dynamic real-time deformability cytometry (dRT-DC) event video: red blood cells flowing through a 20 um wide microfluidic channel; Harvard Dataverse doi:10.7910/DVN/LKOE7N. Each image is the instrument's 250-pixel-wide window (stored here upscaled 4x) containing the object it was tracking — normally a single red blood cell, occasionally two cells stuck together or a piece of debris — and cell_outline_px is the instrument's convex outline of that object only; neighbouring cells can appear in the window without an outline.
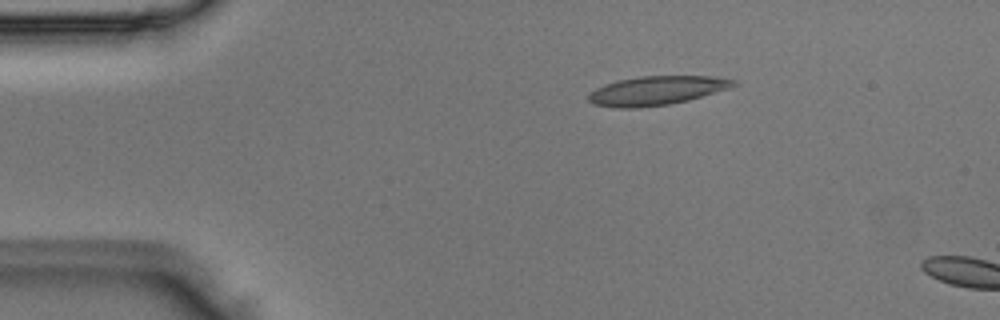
{"species": "Egyptian fruit bat (a non-hibernating species)", "species_latin": "Rousettus aegyptiacus", "temperature_condition": "room temperature", "stored_images_in_passage": 4, "camera_frame_rate_fps": 3000, "um_per_image_px": 0.085, "animal": {"sex": "male"}, "frame": {"image": 1, "passage_image": 4, "time_ms": 1.0, "image_size_px": [1000, 320], "cell_outline_px": [[740, 84], [728, 88], [688, 100], [668, 104], [640, 108], [612, 108], [592, 104], [588, 100], [588, 96], [596, 88], [604, 84], [620, 80], [640, 76], [716, 76], [736, 80]], "centroid_in_image_um": [55.81, 7.7], "position_along_channel_um": 29.2, "area_um2": 24.51}}